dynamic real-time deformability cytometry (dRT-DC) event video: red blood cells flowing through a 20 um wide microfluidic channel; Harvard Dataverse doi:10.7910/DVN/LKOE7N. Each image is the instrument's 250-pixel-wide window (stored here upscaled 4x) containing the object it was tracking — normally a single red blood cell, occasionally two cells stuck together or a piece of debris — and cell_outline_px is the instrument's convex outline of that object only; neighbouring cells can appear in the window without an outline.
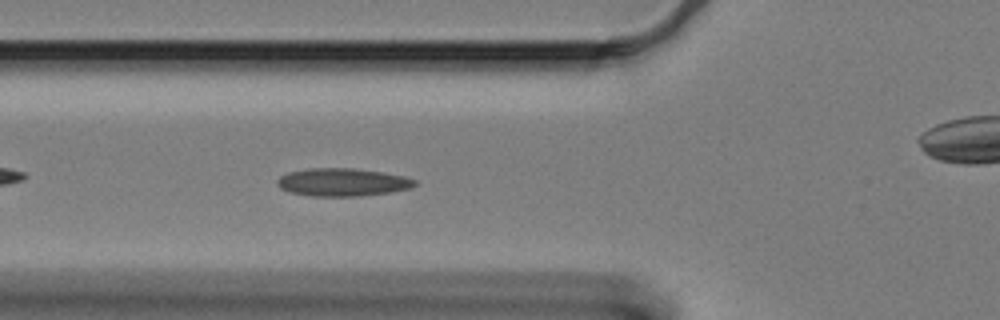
{"species": "Egyptian fruit bat (a non-hibernating species)", "species_latin": "Rousettus aegyptiacus", "temperature_condition": "cold", "stored_images_in_passage": 47, "camera_frame_rate_fps": 3000, "um_per_image_px": 0.085, "animal": {"sex": "female"}, "frame": {"image": 1, "passage_image": 7, "time_ms": 2.0, "image_size_px": [1000, 320], "cell_outline_px": [[420, 184], [412, 188], [392, 192], [360, 196], [308, 196], [292, 192], [280, 188], [276, 184], [276, 180], [280, 176], [288, 172], [308, 168], [352, 168], [380, 172], [404, 176], [416, 180]], "centroid_in_image_um": [29.13, 15.49], "position_along_channel_um": 96.7, "area_um2": 22.54}}
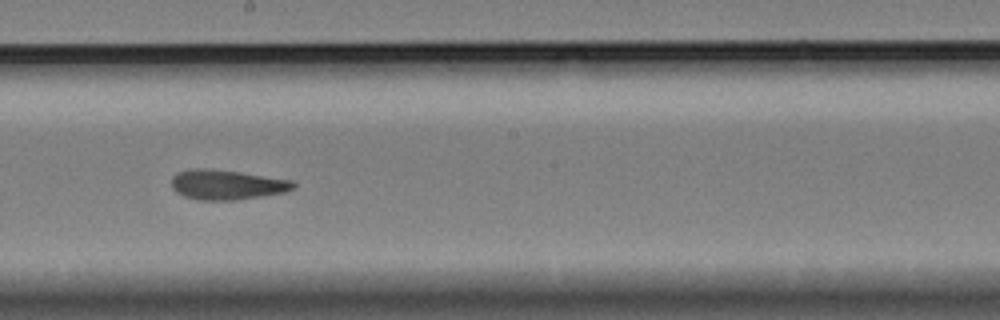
{"frame": {"image": 2, "passage_image": 19, "time_ms": 6.0, "image_size_px": [1000, 320], "cell_outline_px": [[296, 188], [284, 192], [236, 200], [196, 200], [184, 196], [176, 192], [172, 188], [172, 176], [176, 172], [192, 168], [208, 168], [240, 172], [292, 180], [296, 184]], "centroid_in_image_um": [19.25, 15.69], "position_along_channel_um": 228.9, "area_um2": 21.33}}
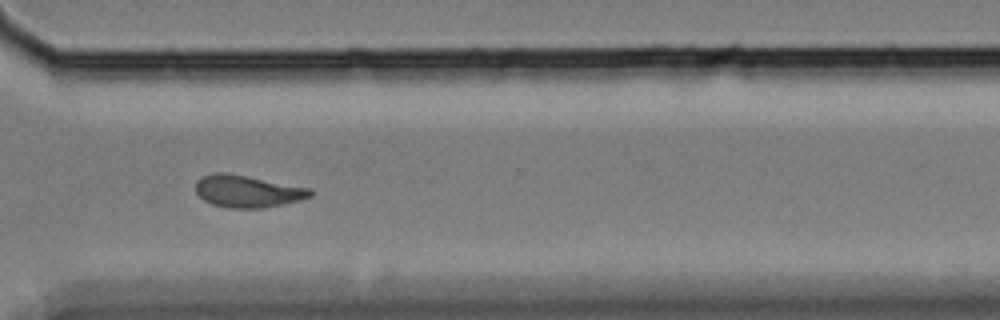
{"frame": {"image": 3, "passage_image": 30, "time_ms": 9.667, "image_size_px": [1000, 320], "cell_outline_px": [[312, 196], [300, 200], [284, 204], [264, 208], [228, 208], [212, 204], [204, 200], [196, 192], [196, 180], [204, 176], [216, 172], [224, 172], [312, 188]], "centroid_in_image_um": [21.05, 16.26], "position_along_channel_um": 349.5, "area_um2": 21.44}, "authors_computed_cell_mechanics": {"area_um2": 20.9814, "velocity_mm_per_s": 3.2975, "shape_relaxation_time_tau1_ms": null, "shape_relaxation_time_tau2_ms": 2.6206, "deformation_change_tau1": null, "deformation_change_tau2": 0.1024}}